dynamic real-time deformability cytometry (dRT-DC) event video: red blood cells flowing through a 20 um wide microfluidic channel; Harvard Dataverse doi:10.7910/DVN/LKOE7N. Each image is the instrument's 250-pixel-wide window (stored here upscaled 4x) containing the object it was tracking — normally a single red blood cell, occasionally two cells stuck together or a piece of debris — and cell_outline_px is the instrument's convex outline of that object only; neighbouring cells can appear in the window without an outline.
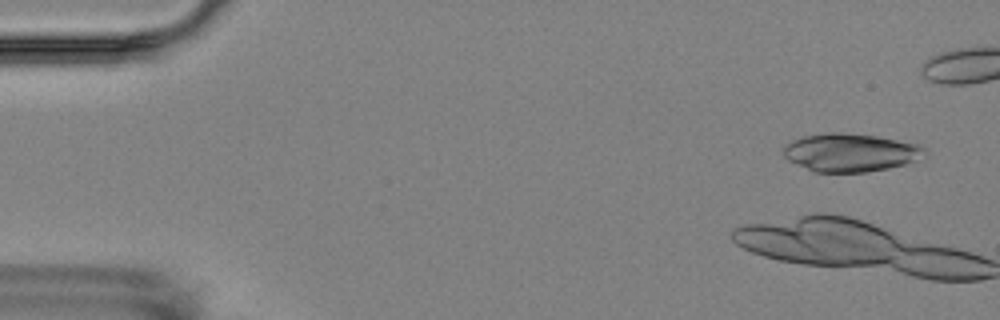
{"species": "Egyptian fruit bat (a non-hibernating species)", "species_latin": "Rousettus aegyptiacus", "temperature_condition": "room temperature", "stored_images_in_passage": 10, "camera_frame_rate_fps": 3000, "um_per_image_px": 0.085, "animal": {"sex": "female"}, "frame": {"image": 1, "passage_image": 1, "time_ms": 0.0, "image_size_px": [1000, 320], "cell_outline_px": [[928, 152], [904, 164], [888, 168], [868, 172], [812, 172], [788, 160], [784, 156], [784, 148], [792, 140], [804, 136], [828, 132], [840, 132], [876, 136], [920, 144]], "centroid_in_image_um": [72.26, 12.96], "position_along_channel_um": 12.7, "area_um2": 31.21}}
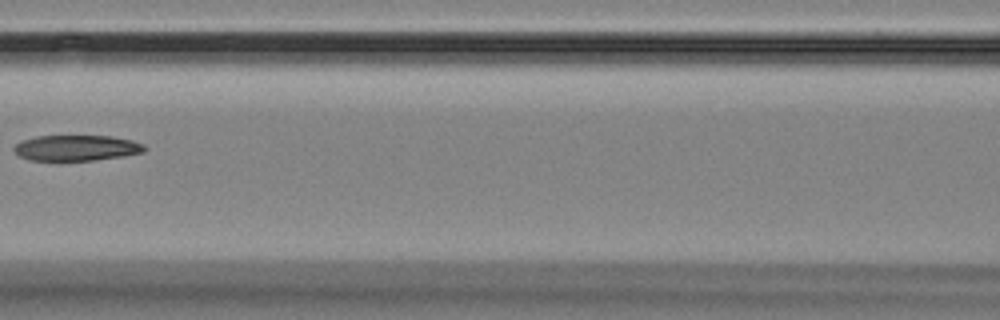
{"frame": {"image": 2, "passage_image": 9, "time_ms": 11.0, "image_size_px": [1000, 320], "cell_outline_px": [[148, 148], [144, 152], [124, 156], [92, 160], [28, 160], [20, 156], [12, 148], [16, 144], [24, 140], [36, 136], [112, 136], [132, 140], [144, 144]], "centroid_in_image_um": [6.54, 12.57], "position_along_channel_um": 160.1, "area_um2": 19.48}}
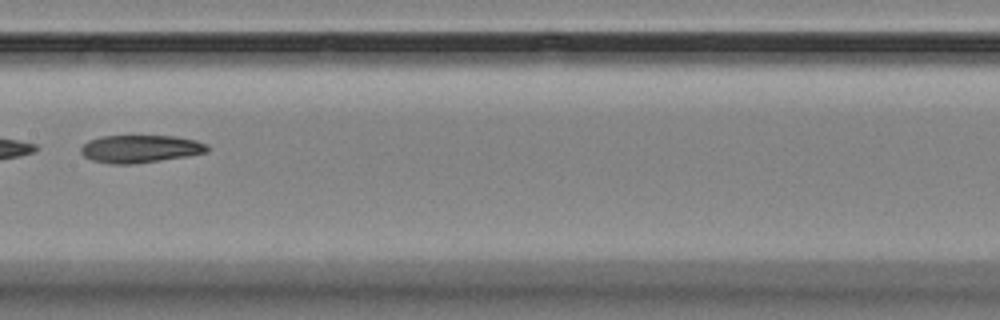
{"frame": {"image": 3, "passage_image": 10, "time_ms": 12.0, "image_size_px": [1000, 320], "cell_outline_px": [[208, 152], [188, 156], [132, 164], [108, 164], [92, 160], [84, 156], [80, 152], [80, 148], [88, 140], [100, 136], [176, 136], [196, 140], [208, 144]], "centroid_in_image_um": [11.92, 12.65], "position_along_channel_um": 195.5, "area_um2": 20.52}}